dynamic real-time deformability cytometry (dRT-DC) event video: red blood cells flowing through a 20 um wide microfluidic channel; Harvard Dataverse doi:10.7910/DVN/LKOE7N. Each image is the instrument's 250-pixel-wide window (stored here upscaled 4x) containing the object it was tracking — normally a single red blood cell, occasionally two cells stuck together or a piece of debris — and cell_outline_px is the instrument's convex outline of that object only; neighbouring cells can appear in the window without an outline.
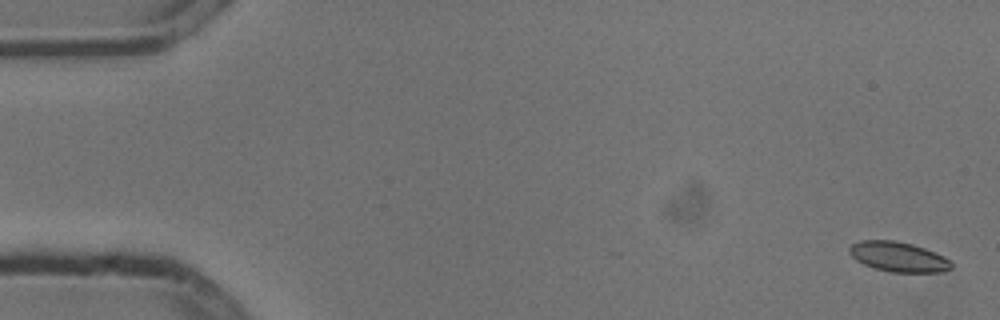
{"species": "common noctule bat (a hibernating species)", "species_latin": "Nyctalus noctula", "temperature_condition": "cold", "stored_images_in_passage": 2, "camera_frame_rate_fps": 3000, "um_per_image_px": 0.085, "animal": {"sex": "male", "body_mass_g": 13.3}, "frame": {"image": 1, "passage_image": 2, "time_ms": 0.333, "image_size_px": [1000, 320], "cell_outline_px": [[952, 268], [940, 272], [892, 272], [876, 268], [864, 264], [856, 260], [848, 252], [848, 248], [852, 244], [860, 240], [892, 240], [912, 244], [924, 248], [944, 256], [952, 264]], "centroid_in_image_um": [76.34, 21.82], "position_along_channel_um": 8.7, "area_um2": 17.63}}